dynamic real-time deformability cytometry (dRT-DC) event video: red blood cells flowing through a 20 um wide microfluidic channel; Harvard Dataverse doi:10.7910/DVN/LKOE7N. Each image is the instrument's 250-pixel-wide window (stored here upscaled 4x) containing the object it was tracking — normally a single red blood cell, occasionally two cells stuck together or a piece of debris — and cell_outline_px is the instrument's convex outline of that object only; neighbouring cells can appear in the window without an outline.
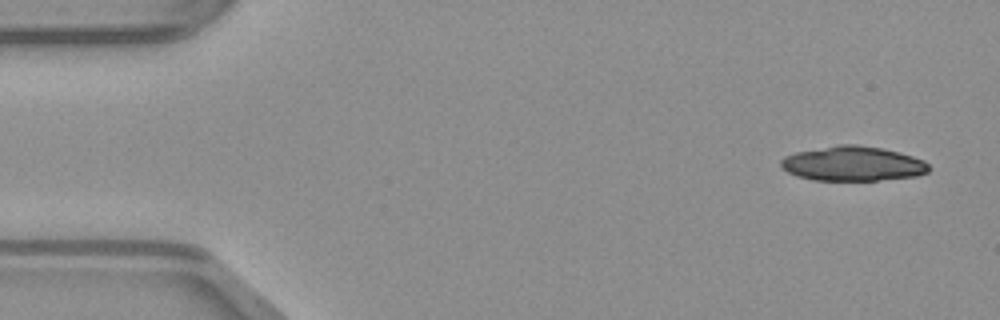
{"species": "common noctule bat (a hibernating species)", "species_latin": "Nyctalus noctula", "temperature_condition": "warm", "stored_images_in_passage": 46, "camera_frame_rate_fps": 3000, "um_per_image_px": 0.085, "animal": {"sex": "male", "body_mass_g": 23.1, "forearm_length_mm": 52.7}, "frame": {"image": 1, "passage_image": 1, "time_ms": 0.0, "image_size_px": [1000, 320], "cell_outline_px": [[928, 172], [916, 176], [876, 180], [816, 180], [796, 176], [788, 172], [780, 164], [780, 160], [784, 156], [796, 152], [840, 144], [856, 144], [884, 148], [900, 152], [924, 160], [928, 164]], "centroid_in_image_um": [72.49, 13.9], "position_along_channel_um": 12.5, "area_um2": 29.82}}